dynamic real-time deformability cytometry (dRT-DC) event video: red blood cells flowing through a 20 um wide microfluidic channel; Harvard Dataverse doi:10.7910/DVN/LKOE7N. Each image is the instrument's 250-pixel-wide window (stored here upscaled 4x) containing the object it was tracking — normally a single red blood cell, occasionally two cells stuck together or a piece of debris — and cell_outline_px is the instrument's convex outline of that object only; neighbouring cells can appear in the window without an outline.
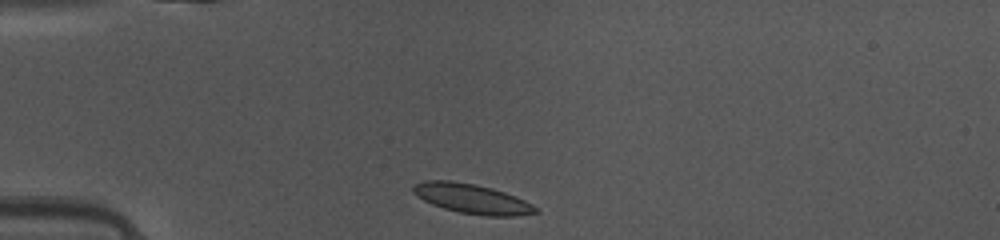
{"species": "common noctule bat (a hibernating species)", "species_latin": "Nyctalus noctula", "temperature_condition": "warm", "stored_images_in_passage": 37, "camera_frame_rate_fps": 3000, "um_per_image_px": 0.085, "animal": {"sex": "female", "body_mass_g": 10.0, "forearm_length_mm": 53.1}, "frame": {"image": 1, "passage_image": 1, "time_ms": 0.0, "image_size_px": [1000, 240], "cell_outline_px": [[540, 212], [512, 216], [484, 216], [460, 212], [444, 208], [432, 204], [416, 196], [412, 192], [412, 184], [424, 180], [452, 180], [476, 184], [492, 188], [516, 196], [540, 208]], "centroid_in_image_um": [40.11, 16.88], "position_along_channel_um": 44.9, "area_um2": 21.39}}
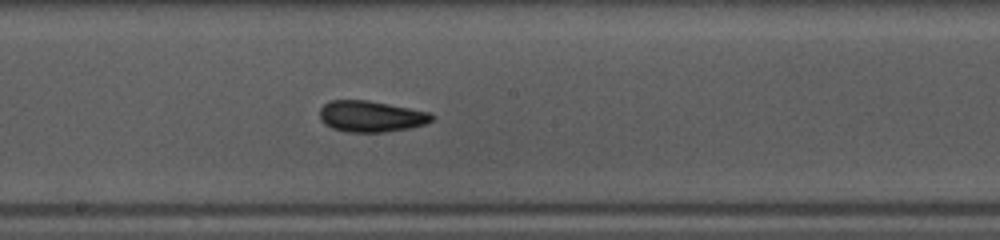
{"frame": {"image": 2, "passage_image": 15, "time_ms": 4.667, "image_size_px": [1000, 240], "cell_outline_px": [[436, 116], [432, 120], [424, 124], [412, 128], [384, 132], [348, 132], [332, 128], [324, 124], [320, 120], [320, 108], [324, 104], [332, 100], [368, 100], [432, 112]], "centroid_in_image_um": [31.56, 9.89], "position_along_channel_um": 216.6, "area_um2": 20.58}}
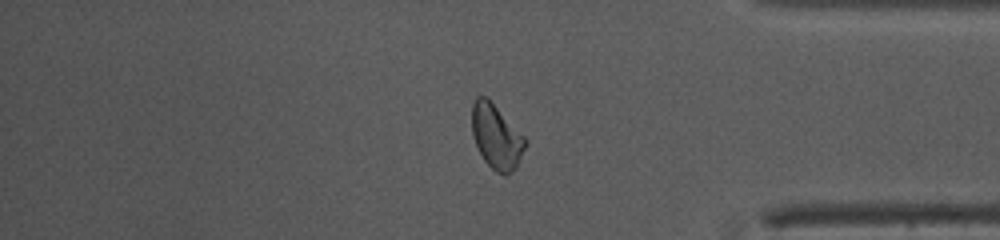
{"frame": {"image": 3, "passage_image": 29, "time_ms": 9.333, "image_size_px": [1000, 240], "cell_outline_px": [[528, 144], [516, 168], [508, 176], [504, 176], [496, 172], [484, 160], [476, 144], [472, 132], [472, 104], [476, 96], [488, 96], [528, 140]], "centroid_in_image_um": [42.22, 11.61], "position_along_channel_um": 393.0, "area_um2": 20.46}, "authors_computed_cell_mechanics": {"area_um2": 20.2878, "velocity_mm_per_s": 4.1338, "shape_relaxation_time_tau1_ms": 2.9775, "shape_relaxation_time_tau2_ms": 2.4241, "deformation_change_tau1": 0.0993, "deformation_change_tau2": 0.0626}}